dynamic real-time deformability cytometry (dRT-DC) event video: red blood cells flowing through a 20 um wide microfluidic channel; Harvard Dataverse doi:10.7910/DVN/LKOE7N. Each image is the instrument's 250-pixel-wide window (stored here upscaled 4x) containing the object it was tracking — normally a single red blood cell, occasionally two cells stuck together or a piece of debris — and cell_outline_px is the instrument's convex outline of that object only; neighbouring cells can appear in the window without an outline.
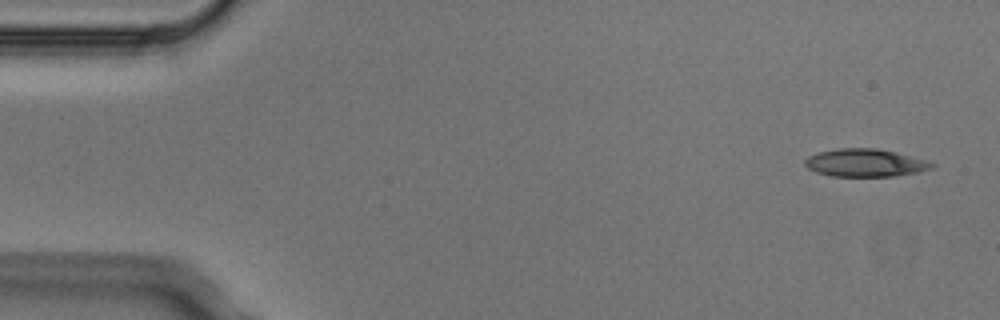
{"species": "Egyptian fruit bat (a non-hibernating species)", "species_latin": "Rousettus aegyptiacus", "temperature_condition": "cold", "stored_images_in_passage": 4, "camera_frame_rate_fps": 3000, "um_per_image_px": 0.085, "animal": {"sex": "male"}, "frame": {"image": 1, "passage_image": 1, "time_ms": 0.0, "image_size_px": [1000, 320], "cell_outline_px": [[936, 164], [932, 168], [920, 172], [892, 176], [832, 176], [816, 172], [808, 168], [804, 164], [804, 160], [808, 156], [820, 152], [840, 148], [876, 148], [896, 152], [928, 160]], "centroid_in_image_um": [73.57, 13.84], "position_along_channel_um": 11.4, "area_um2": 20.58}}
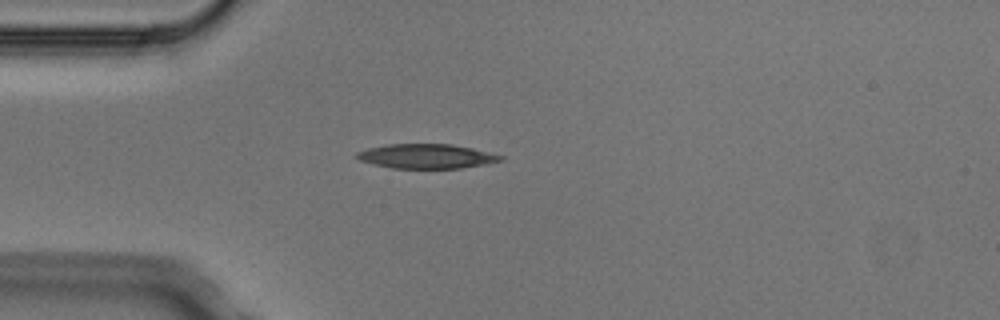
{"frame": {"image": 2, "passage_image": 4, "time_ms": 1.0, "image_size_px": [1000, 320], "cell_outline_px": [[504, 160], [484, 164], [460, 168], [392, 168], [360, 160], [356, 156], [356, 152], [368, 148], [388, 144], [452, 144], [472, 148], [504, 156]], "centroid_in_image_um": [36.27, 13.27], "position_along_channel_um": 48.7, "area_um2": 20.29}}